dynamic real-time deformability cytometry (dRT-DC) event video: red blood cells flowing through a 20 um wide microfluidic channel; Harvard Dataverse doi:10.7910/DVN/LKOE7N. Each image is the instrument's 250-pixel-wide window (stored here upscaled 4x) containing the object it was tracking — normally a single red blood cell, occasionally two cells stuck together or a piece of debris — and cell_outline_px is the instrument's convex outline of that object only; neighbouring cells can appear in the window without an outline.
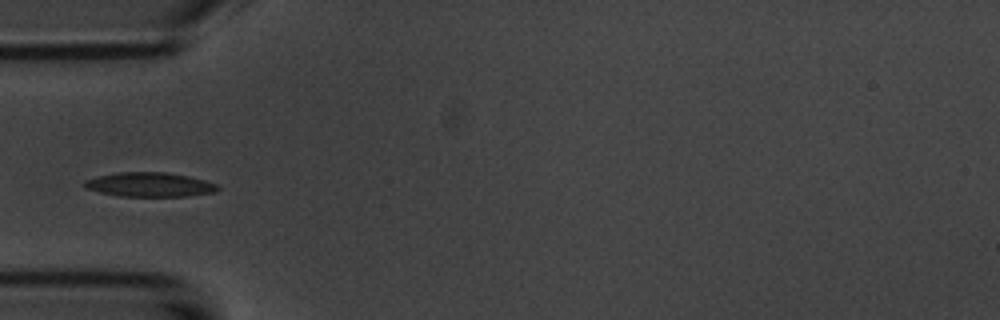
{"species": "common noctule bat (a hibernating species)", "species_latin": "Nyctalus noctula", "temperature_condition": "room temperature", "stored_images_in_passage": 8, "camera_frame_rate_fps": 3000, "um_per_image_px": 0.085, "animal": {"sex": "male", "body_mass_g": 20.1, "forearm_length_mm": 53.5}, "frame": {"image": 1, "passage_image": 5, "time_ms": 4.333, "image_size_px": [1000, 320], "cell_outline_px": [[220, 188], [216, 192], [188, 196], [120, 196], [100, 192], [84, 188], [84, 180], [96, 176], [116, 172], [168, 172], [188, 176], [204, 180], [216, 184]], "centroid_in_image_um": [12.7, 15.68], "position_along_channel_um": 72.3, "area_um2": 18.96}}
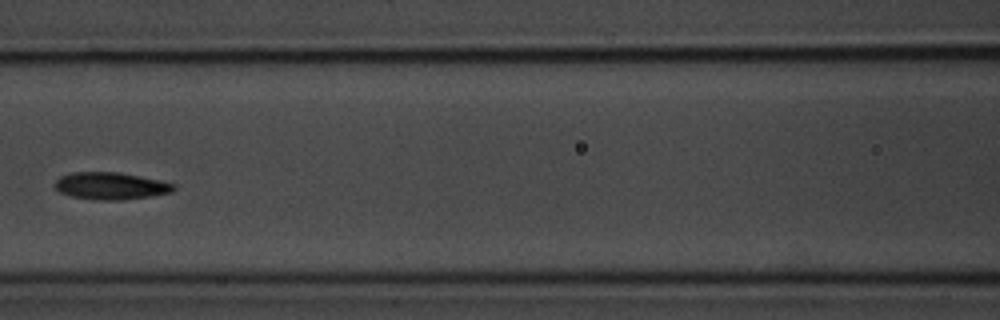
{"frame": {"image": 2, "passage_image": 7, "time_ms": 6.667, "image_size_px": [1000, 320], "cell_outline_px": [[176, 188], [172, 192], [152, 196], [120, 200], [96, 200], [72, 196], [60, 192], [52, 184], [60, 176], [72, 172], [120, 172], [160, 180], [176, 184]], "centroid_in_image_um": [9.42, 15.8], "position_along_channel_um": 157.2, "area_um2": 18.96}}
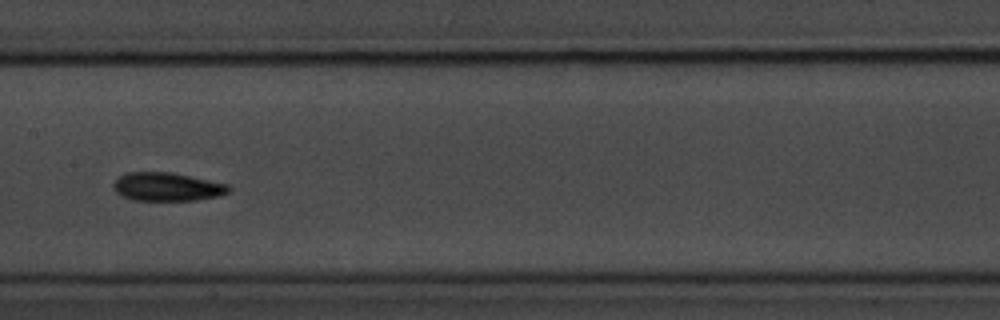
{"frame": {"image": 3, "passage_image": 8, "time_ms": 7.667, "image_size_px": [1000, 320], "cell_outline_px": [[232, 188], [228, 192], [220, 196], [196, 200], [132, 200], [116, 192], [112, 188], [112, 184], [124, 172], [172, 172], [228, 184]], "centroid_in_image_um": [14.21, 15.87], "position_along_channel_um": 193.2, "area_um2": 19.19}}